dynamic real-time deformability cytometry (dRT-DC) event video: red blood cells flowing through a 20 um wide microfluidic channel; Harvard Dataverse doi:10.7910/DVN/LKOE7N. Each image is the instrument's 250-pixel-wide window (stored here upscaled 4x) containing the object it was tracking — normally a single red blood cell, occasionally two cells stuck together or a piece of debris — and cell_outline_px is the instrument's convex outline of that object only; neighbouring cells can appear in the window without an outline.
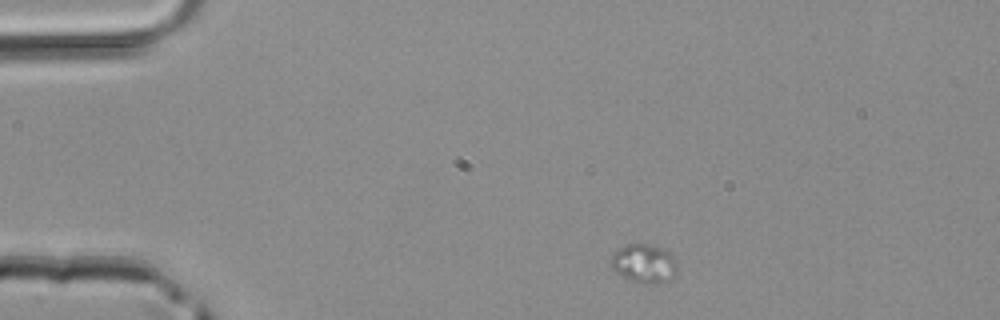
{"species": "common noctule bat (a hibernating species)", "species_latin": "Nyctalus noctula", "temperature_condition": "room temperature", "stored_images_in_passage": 4, "camera_frame_rate_fps": 3000, "um_per_image_px": 0.085, "animal": {"sex": "male", "body_mass_g": 20.4}, "frame": {"image": 1, "passage_image": 1, "time_ms": 0.0, "image_size_px": [1000, 320], "cell_outline_px": [[676, 276], [672, 280], [656, 284], [644, 284], [628, 280], [616, 272], [608, 264], [608, 260], [620, 248], [628, 244], [648, 244], [664, 248], [676, 260]], "centroid_in_image_um": [54.75, 22.43], "position_along_channel_um": 30.3, "area_um2": 15.32}}
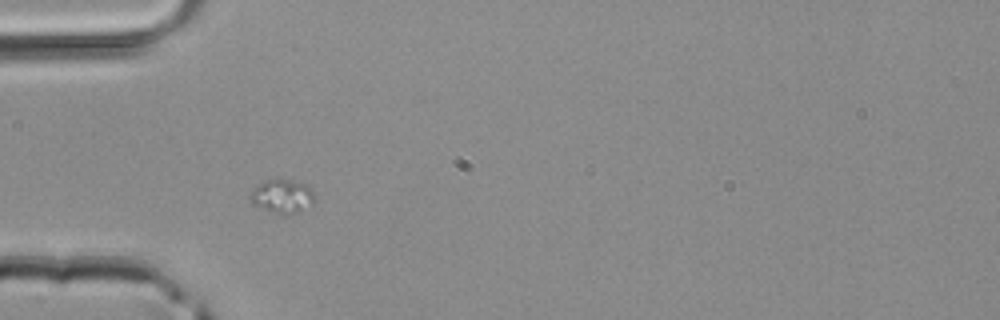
{"frame": {"image": 2, "passage_image": 2, "time_ms": 0.333, "image_size_px": [1000, 320], "cell_outline_px": [[316, 200], [312, 204], [300, 212], [280, 216], [268, 212], [252, 204], [248, 200], [248, 196], [264, 180], [292, 180], [308, 184], [312, 188]], "centroid_in_image_um": [24.01, 16.72], "position_along_channel_um": 61.0, "area_um2": 13.06}}